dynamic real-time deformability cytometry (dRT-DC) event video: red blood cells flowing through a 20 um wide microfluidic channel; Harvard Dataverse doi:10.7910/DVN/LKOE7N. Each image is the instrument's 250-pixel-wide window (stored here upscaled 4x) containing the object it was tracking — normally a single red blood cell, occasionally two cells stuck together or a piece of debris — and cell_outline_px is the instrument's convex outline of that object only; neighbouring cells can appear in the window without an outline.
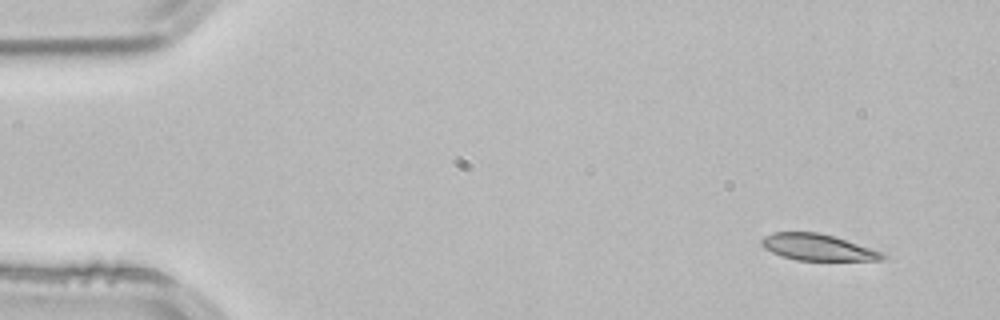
{"species": "common noctule bat (a hibernating species)", "species_latin": "Nyctalus noctula", "temperature_condition": "room temperature", "stored_images_in_passage": 3, "camera_frame_rate_fps": 3000, "um_per_image_px": 0.085, "animal": {"sex": "male", "body_mass_g": 21.5, "forearm_length_mm": 52.0}, "frame": {"image": 1, "passage_image": 1, "time_ms": 0.0, "image_size_px": [1000, 320], "cell_outline_px": [[888, 256], [884, 260], [796, 260], [780, 256], [764, 248], [760, 244], [760, 240], [764, 236], [772, 232], [820, 232], [884, 252]], "centroid_in_image_um": [69.49, 21.02], "position_along_channel_um": 15.5, "area_um2": 18.73}}